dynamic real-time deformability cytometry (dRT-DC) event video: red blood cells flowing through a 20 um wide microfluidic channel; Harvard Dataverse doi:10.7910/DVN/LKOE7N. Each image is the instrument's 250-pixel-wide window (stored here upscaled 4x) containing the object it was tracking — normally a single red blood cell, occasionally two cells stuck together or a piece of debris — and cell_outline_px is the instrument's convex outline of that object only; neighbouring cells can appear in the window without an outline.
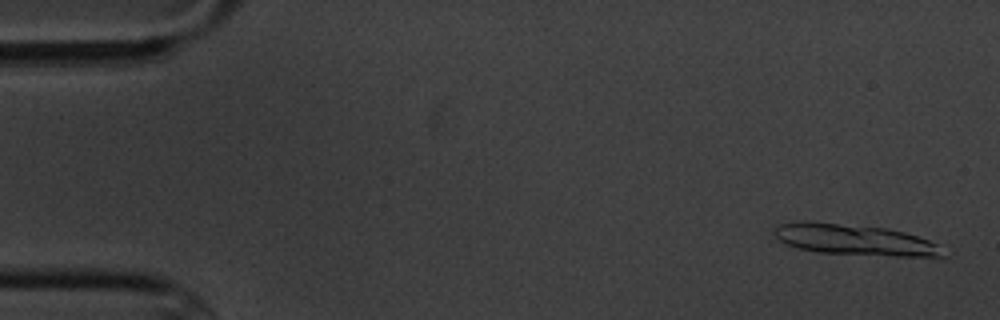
{"species": "common noctule bat (a hibernating species)", "species_latin": "Nyctalus noctula", "temperature_condition": "cold", "stored_images_in_passage": 6, "segment_of_instrument_passage": [1, 2], "camera_frame_rate_fps": 3000, "um_per_image_px": 0.085, "animal": {"sex": "male", "body_mass_g": 20.1, "forearm_length_mm": 53.5}, "frame": {"image": 1, "passage_image": 1, "time_ms": 0.0, "image_size_px": [1000, 320], "cell_outline_px": [[948, 256], [896, 256], [816, 252], [796, 248], [780, 240], [772, 232], [780, 224], [804, 220], [812, 220], [888, 228], [904, 232], [928, 240], [936, 244]], "centroid_in_image_um": [72.59, 20.36], "position_along_channel_um": 12.4, "area_um2": 30.4}}